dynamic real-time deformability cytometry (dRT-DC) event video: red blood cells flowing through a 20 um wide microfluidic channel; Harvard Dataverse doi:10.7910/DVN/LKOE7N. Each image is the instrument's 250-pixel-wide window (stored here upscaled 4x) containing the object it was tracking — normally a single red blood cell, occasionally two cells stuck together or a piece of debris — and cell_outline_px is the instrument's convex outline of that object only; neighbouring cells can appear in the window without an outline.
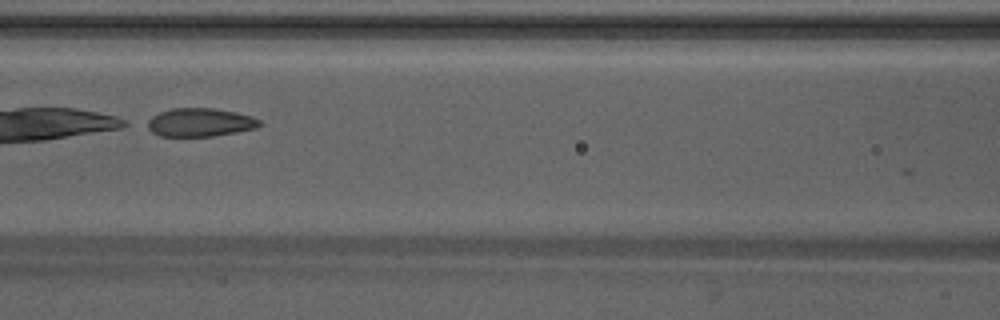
{"species": "Egyptian fruit bat (a non-hibernating species)", "species_latin": "Rousettus aegyptiacus", "temperature_condition": "warm", "stored_images_in_passage": 20, "camera_frame_rate_fps": 3000, "um_per_image_px": 0.085, "animal": {"sex": "male"}, "frame": {"image": 1, "passage_image": 14, "time_ms": 4.333, "image_size_px": [1000, 320], "cell_outline_px": [[264, 124], [256, 128], [236, 132], [212, 136], [160, 136], [152, 132], [140, 124], [152, 116], [160, 112], [172, 108], [212, 108], [236, 112], [252, 116], [260, 120]], "centroid_in_image_um": [16.95, 10.4], "position_along_channel_um": 149.7, "area_um2": 18.9}}